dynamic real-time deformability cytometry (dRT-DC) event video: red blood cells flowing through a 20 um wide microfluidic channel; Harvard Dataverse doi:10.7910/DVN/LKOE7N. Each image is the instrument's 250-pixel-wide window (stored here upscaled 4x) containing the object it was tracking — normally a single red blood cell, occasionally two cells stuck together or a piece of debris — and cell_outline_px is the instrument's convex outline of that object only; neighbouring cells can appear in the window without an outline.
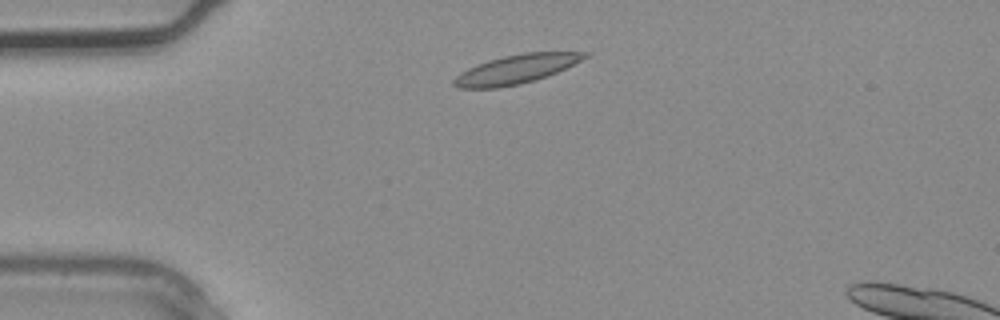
{"species": "common noctule bat (a hibernating species)", "species_latin": "Nyctalus noctula", "temperature_condition": "warm", "stored_images_in_passage": 3, "camera_frame_rate_fps": 3000, "um_per_image_px": 0.085, "animal": {"sex": "male", "body_mass_g": 20.4}, "frame": {"image": 1, "passage_image": 3, "time_ms": 0.667, "image_size_px": [1000, 320], "cell_outline_px": [[588, 56], [548, 76], [520, 84], [496, 88], [460, 88], [452, 84], [452, 80], [460, 72], [476, 64], [488, 60], [504, 56], [524, 52], [588, 52]], "centroid_in_image_um": [43.81, 5.88], "position_along_channel_um": 41.2, "area_um2": 21.85}}